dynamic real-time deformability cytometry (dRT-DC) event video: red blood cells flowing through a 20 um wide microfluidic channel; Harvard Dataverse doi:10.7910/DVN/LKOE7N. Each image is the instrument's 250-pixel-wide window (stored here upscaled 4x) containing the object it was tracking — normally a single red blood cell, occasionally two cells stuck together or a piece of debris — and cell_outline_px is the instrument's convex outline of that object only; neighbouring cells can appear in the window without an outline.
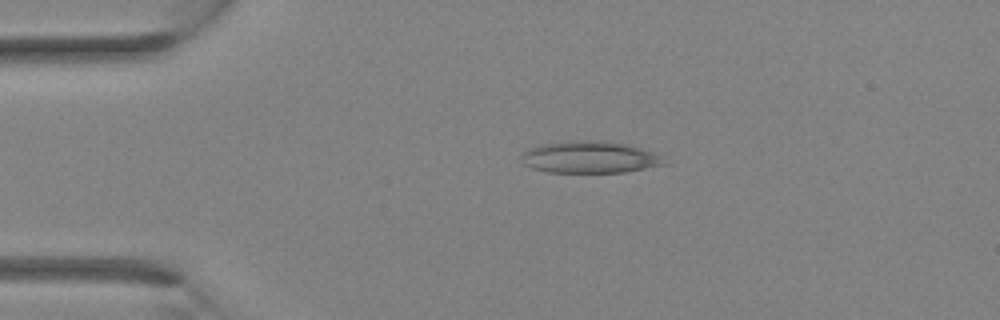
{"species": "Egyptian fruit bat (a non-hibernating species)", "species_latin": "Rousettus aegyptiacus", "temperature_condition": "room temperature", "stored_images_in_passage": 3, "camera_frame_rate_fps": 3000, "um_per_image_px": 0.085, "animal": {"sex": "female"}, "frame": {"image": 1, "passage_image": 2, "time_ms": 0.333, "image_size_px": [1000, 320], "cell_outline_px": [[664, 164], [624, 172], [548, 172], [532, 168], [524, 164], [520, 156], [528, 148], [536, 144], [560, 140], [600, 140], [628, 144], [652, 152], [660, 156]], "centroid_in_image_um": [50.01, 13.33], "position_along_channel_um": 35.0, "area_um2": 26.65}}